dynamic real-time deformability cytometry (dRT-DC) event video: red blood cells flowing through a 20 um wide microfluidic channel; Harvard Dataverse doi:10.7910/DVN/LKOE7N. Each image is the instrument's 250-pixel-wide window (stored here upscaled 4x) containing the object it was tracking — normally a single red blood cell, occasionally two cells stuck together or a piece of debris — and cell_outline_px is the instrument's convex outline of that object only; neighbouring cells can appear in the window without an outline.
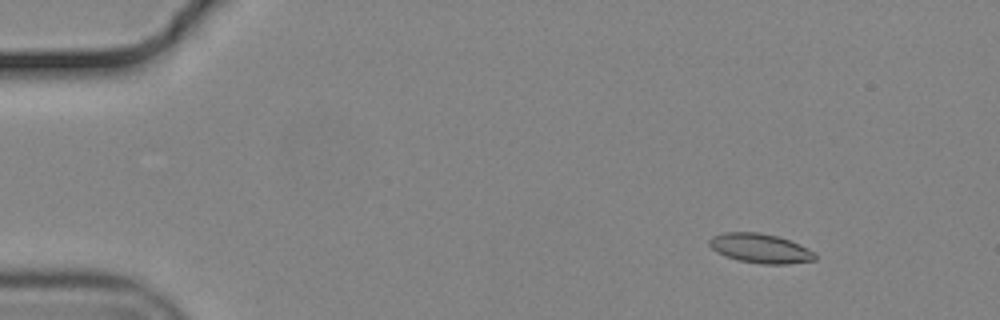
{"species": "common noctule bat (a hibernating species)", "species_latin": "Nyctalus noctula", "temperature_condition": "cold", "stored_images_in_passage": 56, "camera_frame_rate_fps": 3000, "um_per_image_px": 0.085, "animal": {"sex": "male", "body_mass_g": 19.2, "forearm_length_mm": 51.8}, "frame": {"image": 1, "passage_image": 7, "time_ms": 2.0, "image_size_px": [1000, 320], "cell_outline_px": [[816, 260], [788, 264], [764, 264], [740, 260], [716, 252], [708, 244], [708, 240], [712, 236], [724, 232], [760, 232], [776, 236], [788, 240], [808, 248], [816, 252]], "centroid_in_image_um": [64.63, 21.1], "position_along_channel_um": 20.4, "area_um2": 18.03}}
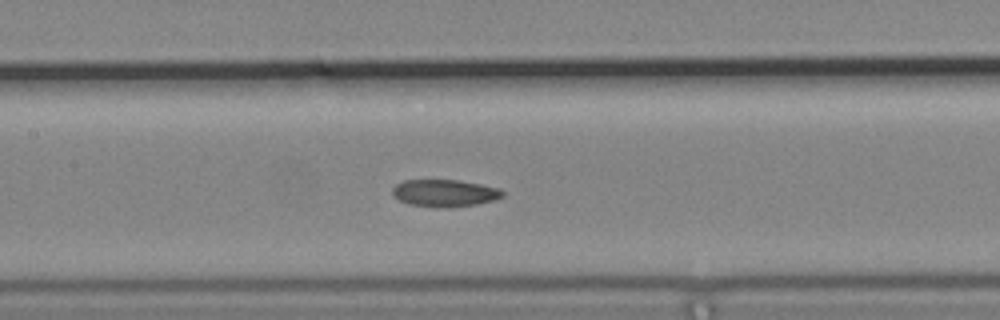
{"frame": {"image": 2, "passage_image": 27, "time_ms": 8.667, "image_size_px": [1000, 320], "cell_outline_px": [[504, 196], [492, 200], [476, 204], [408, 204], [392, 196], [392, 188], [396, 184], [404, 180], [456, 180], [480, 184], [500, 188], [504, 192]], "centroid_in_image_um": [37.78, 16.34], "position_along_channel_um": 169.6, "area_um2": 16.42}}
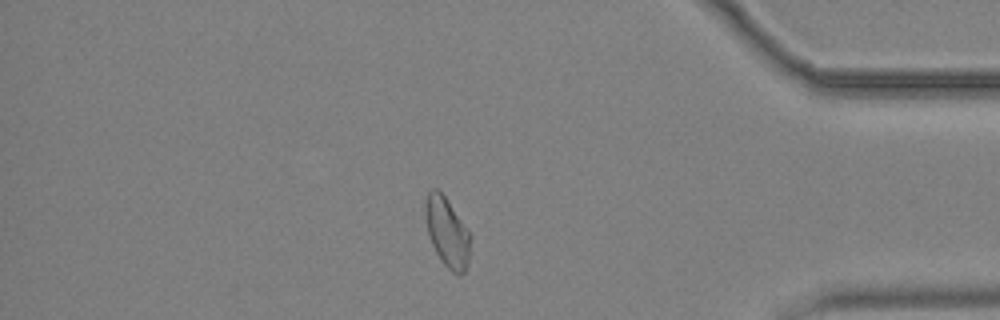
{"frame": {"image": 3, "passage_image": 48, "time_ms": 15.667, "image_size_px": [1000, 320], "cell_outline_px": [[472, 236], [468, 264], [464, 272], [460, 276], [452, 272], [444, 264], [436, 252], [432, 244], [428, 232], [424, 208], [424, 204], [428, 192], [432, 188], [436, 188], [444, 196]], "centroid_in_image_um": [38.02, 19.76], "position_along_channel_um": 397.2, "area_um2": 18.09}, "authors_computed_cell_mechanics": {"area_um2": 18.0047, "velocity_mm_per_s": 3.6918, "shape_relaxation_time_tau1_ms": null, "shape_relaxation_time_tau2_ms": 3.1602, "deformation_change_tau1": null, "deformation_change_tau2": 0.0646}}